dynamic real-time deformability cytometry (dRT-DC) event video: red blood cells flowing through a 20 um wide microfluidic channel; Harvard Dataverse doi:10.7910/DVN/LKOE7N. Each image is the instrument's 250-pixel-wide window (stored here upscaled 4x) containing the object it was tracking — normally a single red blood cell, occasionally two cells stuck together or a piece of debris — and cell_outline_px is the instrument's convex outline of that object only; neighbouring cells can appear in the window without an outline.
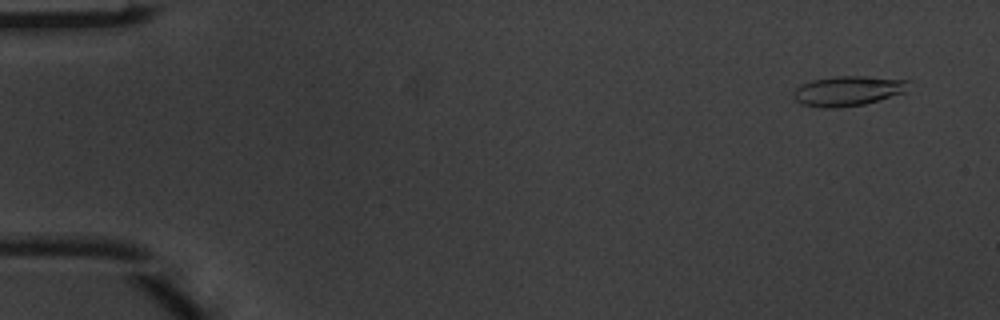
{"species": "common noctule bat (a hibernating species)", "species_latin": "Nyctalus noctula", "temperature_condition": "warm", "stored_images_in_passage": 5, "camera_frame_rate_fps": 3000, "um_per_image_px": 0.085, "animal": {"sex": "male", "body_mass_g": 20.1, "forearm_length_mm": 53.5}, "frame": {"image": 1, "passage_image": 1, "time_ms": 0.0, "image_size_px": [1000, 320], "cell_outline_px": [[908, 80], [904, 92], [864, 104], [836, 108], [824, 108], [800, 104], [792, 96], [792, 92], [800, 84], [812, 80], [832, 76], [868, 76]], "centroid_in_image_um": [71.98, 7.72], "position_along_channel_um": 13.0, "area_um2": 20.0}}